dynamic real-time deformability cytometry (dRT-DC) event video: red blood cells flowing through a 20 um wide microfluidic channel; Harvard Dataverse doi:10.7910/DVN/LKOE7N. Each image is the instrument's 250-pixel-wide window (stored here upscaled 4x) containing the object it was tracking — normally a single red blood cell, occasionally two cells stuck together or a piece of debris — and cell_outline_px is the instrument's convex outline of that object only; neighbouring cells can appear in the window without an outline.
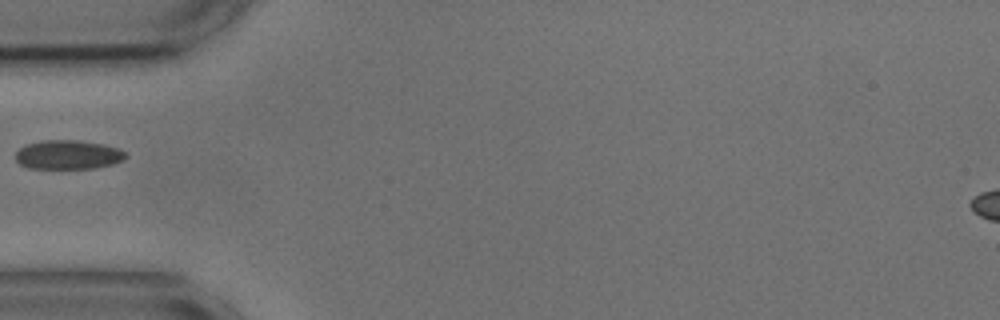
{"species": "common noctule bat (a hibernating species)", "species_latin": "Nyctalus noctula", "temperature_condition": "cold", "stored_images_in_passage": 22, "camera_frame_rate_fps": 3000, "um_per_image_px": 0.085, "animal": {"sex": "male", "body_mass_g": 17.9, "forearm_length_mm": 54.2}, "frame": {"image": 1, "passage_image": 1, "time_ms": 0.0, "image_size_px": [1000, 320], "cell_outline_px": [[128, 156], [124, 160], [112, 164], [96, 168], [28, 168], [20, 164], [16, 160], [16, 152], [20, 148], [28, 144], [44, 140], [76, 140], [104, 144], [120, 148]], "centroid_in_image_um": [5.82, 13.15], "position_along_channel_um": 79.2, "area_um2": 18.67}}